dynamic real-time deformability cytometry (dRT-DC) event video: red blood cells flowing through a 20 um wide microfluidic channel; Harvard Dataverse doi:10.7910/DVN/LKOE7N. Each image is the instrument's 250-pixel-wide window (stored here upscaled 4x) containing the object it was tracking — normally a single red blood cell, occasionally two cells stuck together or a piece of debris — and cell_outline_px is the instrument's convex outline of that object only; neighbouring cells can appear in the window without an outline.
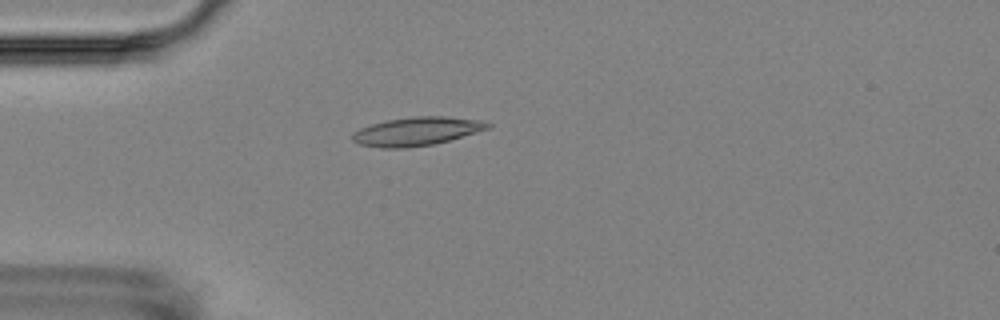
{"species": "Egyptian fruit bat (a non-hibernating species)", "species_latin": "Rousettus aegyptiacus", "temperature_condition": "room temperature", "stored_images_in_passage": 2, "camera_frame_rate_fps": 3000, "um_per_image_px": 0.085, "animal": {"sex": "female"}, "frame": {"image": 1, "passage_image": 2, "time_ms": 2.0, "image_size_px": [1000, 320], "cell_outline_px": [[492, 128], [448, 140], [432, 144], [408, 148], [380, 148], [360, 144], [352, 140], [352, 132], [360, 128], [372, 124], [388, 120], [416, 116], [444, 116], [480, 120], [492, 124]], "centroid_in_image_um": [35.42, 11.16], "position_along_channel_um": 49.6, "area_um2": 22.43}}